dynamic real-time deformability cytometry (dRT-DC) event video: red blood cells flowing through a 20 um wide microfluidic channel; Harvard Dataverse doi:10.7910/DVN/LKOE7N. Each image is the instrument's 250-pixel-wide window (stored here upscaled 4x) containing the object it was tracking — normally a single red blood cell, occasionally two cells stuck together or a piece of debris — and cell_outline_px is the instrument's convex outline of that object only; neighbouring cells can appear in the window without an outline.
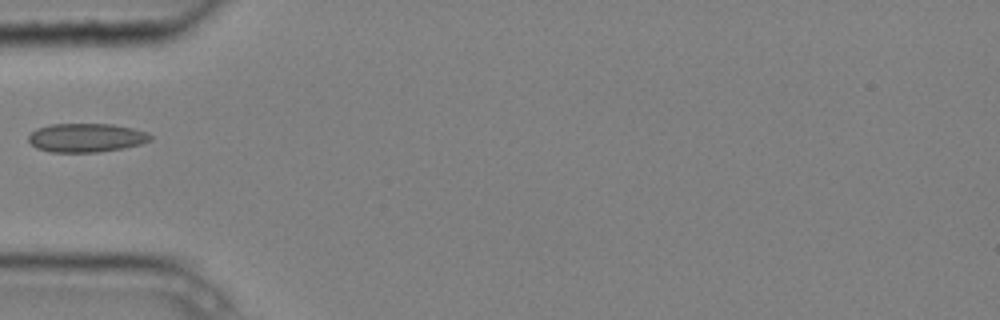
{"species": "common noctule bat (a hibernating species)", "species_latin": "Nyctalus noctula", "temperature_condition": "cold", "stored_images_in_passage": 4, "camera_frame_rate_fps": 3000, "um_per_image_px": 0.085, "animal": {"sex": "male", "body_mass_g": 20.4}, "frame": {"image": 1, "passage_image": 3, "time_ms": 0.667, "image_size_px": [1000, 320], "cell_outline_px": [[152, 140], [140, 144], [124, 148], [96, 152], [48, 152], [36, 148], [28, 140], [28, 136], [36, 128], [48, 124], [112, 124], [132, 128], [148, 132], [152, 136]], "centroid_in_image_um": [7.32, 11.7], "position_along_channel_um": 77.7, "area_um2": 20.58}}
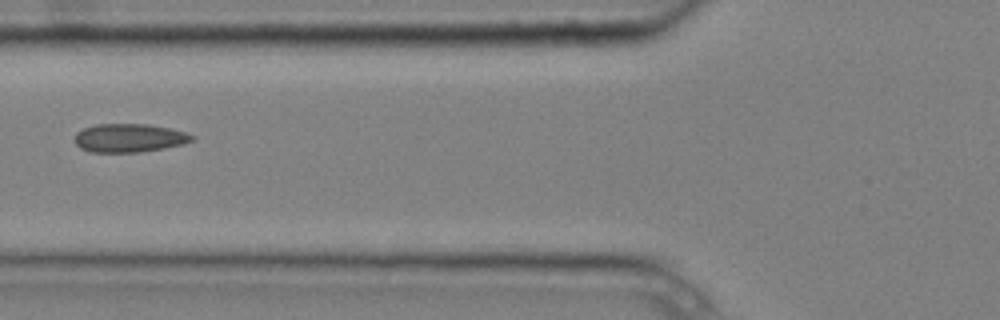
{"frame": {"image": 2, "passage_image": 4, "time_ms": 1.0, "image_size_px": [1000, 320], "cell_outline_px": [[196, 136], [192, 140], [184, 144], [164, 148], [140, 152], [88, 152], [80, 148], [72, 140], [76, 132], [84, 128], [96, 124], [148, 124], [168, 128], [184, 132]], "centroid_in_image_um": [10.94, 11.73], "position_along_channel_um": 114.9, "area_um2": 19.59}}